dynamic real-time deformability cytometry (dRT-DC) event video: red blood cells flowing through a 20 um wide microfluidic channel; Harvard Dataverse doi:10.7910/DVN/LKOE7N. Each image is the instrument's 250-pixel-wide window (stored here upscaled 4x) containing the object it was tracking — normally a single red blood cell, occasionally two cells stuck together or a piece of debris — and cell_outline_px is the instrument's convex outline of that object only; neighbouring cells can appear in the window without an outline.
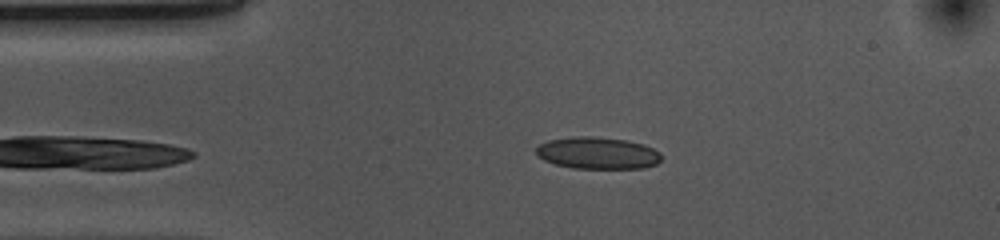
{"species": "common noctule bat (a hibernating species)", "species_latin": "Nyctalus noctula", "temperature_condition": "cold", "stored_images_in_passage": 45, "camera_frame_rate_fps": 3000, "um_per_image_px": 0.085, "animal": {"sex": "female", "body_mass_g": 10.0, "forearm_length_mm": 53.1}, "frame": {"image": 1, "passage_image": 2, "time_ms": 0.333, "image_size_px": [1000, 240], "cell_outline_px": [[660, 160], [656, 164], [644, 168], [572, 168], [556, 164], [544, 160], [536, 156], [536, 148], [540, 144], [548, 140], [576, 136], [592, 136], [624, 140], [644, 144], [660, 152]], "centroid_in_image_um": [50.78, 13.01], "position_along_channel_um": 34.2, "area_um2": 23.24}}
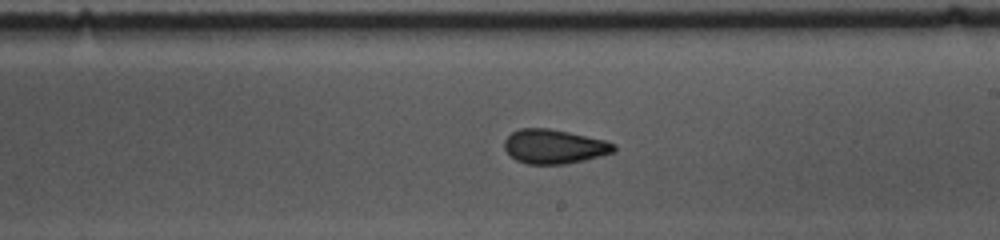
{"frame": {"image": 2, "passage_image": 21, "time_ms": 6.667, "image_size_px": [1000, 240], "cell_outline_px": [[616, 152], [584, 160], [564, 164], [528, 164], [516, 160], [504, 148], [504, 140], [512, 132], [520, 128], [548, 128], [568, 132], [604, 140], [616, 144]], "centroid_in_image_um": [47.11, 12.45], "position_along_channel_um": 241.9, "area_um2": 21.79}}
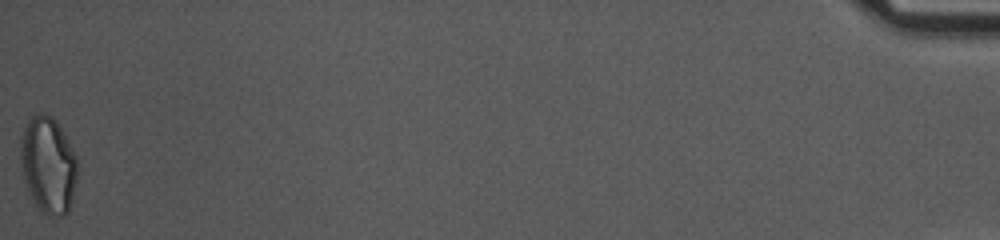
{"frame": {"image": 3, "passage_image": 45, "time_ms": 14.667, "image_size_px": [1000, 240], "cell_outline_px": [[76, 180], [72, 200], [68, 212], [64, 216], [48, 216], [36, 204], [24, 180], [20, 156], [20, 140], [24, 128], [28, 120], [36, 112], [52, 116], [56, 120], [64, 132], [76, 156]], "centroid_in_image_um": [4.1, 13.99], "position_along_channel_um": 431.1, "area_um2": 31.79}, "authors_computed_cell_mechanics": {"area_um2": 22.1374, "velocity_mm_per_s": 3.6911, "shape_relaxation_time_tau1_ms": null, "shape_relaxation_time_tau2_ms": 2.1996, "deformation_change_tau1": null, "deformation_change_tau2": 0.0844}}